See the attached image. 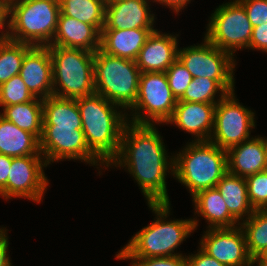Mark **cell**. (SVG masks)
<instances>
[{
    "label": "cell",
    "mask_w": 267,
    "mask_h": 266,
    "mask_svg": "<svg viewBox=\"0 0 267 266\" xmlns=\"http://www.w3.org/2000/svg\"><path fill=\"white\" fill-rule=\"evenodd\" d=\"M157 128L151 124L127 122L118 155L109 163L125 167L137 181L148 203H169L166 172L174 169V159L167 151ZM170 160V161H169Z\"/></svg>",
    "instance_id": "cell-1"
},
{
    "label": "cell",
    "mask_w": 267,
    "mask_h": 266,
    "mask_svg": "<svg viewBox=\"0 0 267 266\" xmlns=\"http://www.w3.org/2000/svg\"><path fill=\"white\" fill-rule=\"evenodd\" d=\"M76 100L87 146L106 168L119 153L128 114L117 111L118 105L97 93Z\"/></svg>",
    "instance_id": "cell-2"
},
{
    "label": "cell",
    "mask_w": 267,
    "mask_h": 266,
    "mask_svg": "<svg viewBox=\"0 0 267 266\" xmlns=\"http://www.w3.org/2000/svg\"><path fill=\"white\" fill-rule=\"evenodd\" d=\"M147 204L150 210L156 214L155 222L137 232L129 243L116 254V258H151L183 255L175 253L174 250L195 231L198 226V220L190 218L166 221L171 209L170 202Z\"/></svg>",
    "instance_id": "cell-3"
},
{
    "label": "cell",
    "mask_w": 267,
    "mask_h": 266,
    "mask_svg": "<svg viewBox=\"0 0 267 266\" xmlns=\"http://www.w3.org/2000/svg\"><path fill=\"white\" fill-rule=\"evenodd\" d=\"M173 159V176L189 189L192 197L216 187L228 172L227 150L210 141L189 142Z\"/></svg>",
    "instance_id": "cell-4"
},
{
    "label": "cell",
    "mask_w": 267,
    "mask_h": 266,
    "mask_svg": "<svg viewBox=\"0 0 267 266\" xmlns=\"http://www.w3.org/2000/svg\"><path fill=\"white\" fill-rule=\"evenodd\" d=\"M59 14V0H12L7 38L32 46H48L53 40Z\"/></svg>",
    "instance_id": "cell-5"
},
{
    "label": "cell",
    "mask_w": 267,
    "mask_h": 266,
    "mask_svg": "<svg viewBox=\"0 0 267 266\" xmlns=\"http://www.w3.org/2000/svg\"><path fill=\"white\" fill-rule=\"evenodd\" d=\"M48 47L54 96L77 99L95 93L94 52L81 48Z\"/></svg>",
    "instance_id": "cell-6"
},
{
    "label": "cell",
    "mask_w": 267,
    "mask_h": 266,
    "mask_svg": "<svg viewBox=\"0 0 267 266\" xmlns=\"http://www.w3.org/2000/svg\"><path fill=\"white\" fill-rule=\"evenodd\" d=\"M141 73L136 61L109 55L100 48L94 52L95 93L121 110L134 106Z\"/></svg>",
    "instance_id": "cell-7"
},
{
    "label": "cell",
    "mask_w": 267,
    "mask_h": 266,
    "mask_svg": "<svg viewBox=\"0 0 267 266\" xmlns=\"http://www.w3.org/2000/svg\"><path fill=\"white\" fill-rule=\"evenodd\" d=\"M176 104L177 99L172 94L165 72L141 73L138 95L131 108V114L135 112L131 115L129 122L151 125L167 124L174 113Z\"/></svg>",
    "instance_id": "cell-8"
},
{
    "label": "cell",
    "mask_w": 267,
    "mask_h": 266,
    "mask_svg": "<svg viewBox=\"0 0 267 266\" xmlns=\"http://www.w3.org/2000/svg\"><path fill=\"white\" fill-rule=\"evenodd\" d=\"M211 15L205 33L211 44L232 56L236 50L249 47L253 27L237 0L219 5Z\"/></svg>",
    "instance_id": "cell-9"
},
{
    "label": "cell",
    "mask_w": 267,
    "mask_h": 266,
    "mask_svg": "<svg viewBox=\"0 0 267 266\" xmlns=\"http://www.w3.org/2000/svg\"><path fill=\"white\" fill-rule=\"evenodd\" d=\"M255 115L235 98V93H228L215 107L214 127L209 141L221 149L241 144L250 139L255 125Z\"/></svg>",
    "instance_id": "cell-10"
},
{
    "label": "cell",
    "mask_w": 267,
    "mask_h": 266,
    "mask_svg": "<svg viewBox=\"0 0 267 266\" xmlns=\"http://www.w3.org/2000/svg\"><path fill=\"white\" fill-rule=\"evenodd\" d=\"M39 148L47 165L62 159L105 165L87 146L83 130L74 127H42Z\"/></svg>",
    "instance_id": "cell-11"
},
{
    "label": "cell",
    "mask_w": 267,
    "mask_h": 266,
    "mask_svg": "<svg viewBox=\"0 0 267 266\" xmlns=\"http://www.w3.org/2000/svg\"><path fill=\"white\" fill-rule=\"evenodd\" d=\"M178 59L193 78L235 80L234 57L211 44L205 37L203 44L178 49Z\"/></svg>",
    "instance_id": "cell-12"
},
{
    "label": "cell",
    "mask_w": 267,
    "mask_h": 266,
    "mask_svg": "<svg viewBox=\"0 0 267 266\" xmlns=\"http://www.w3.org/2000/svg\"><path fill=\"white\" fill-rule=\"evenodd\" d=\"M47 166L43 155L12 157L7 180V199L25 197L41 202L49 183L44 173V167Z\"/></svg>",
    "instance_id": "cell-13"
},
{
    "label": "cell",
    "mask_w": 267,
    "mask_h": 266,
    "mask_svg": "<svg viewBox=\"0 0 267 266\" xmlns=\"http://www.w3.org/2000/svg\"><path fill=\"white\" fill-rule=\"evenodd\" d=\"M200 248L226 266H251L245 233L240 225L233 228H210L204 232Z\"/></svg>",
    "instance_id": "cell-14"
},
{
    "label": "cell",
    "mask_w": 267,
    "mask_h": 266,
    "mask_svg": "<svg viewBox=\"0 0 267 266\" xmlns=\"http://www.w3.org/2000/svg\"><path fill=\"white\" fill-rule=\"evenodd\" d=\"M19 75L34 97L43 100L52 96L53 72L49 47L32 46L25 53Z\"/></svg>",
    "instance_id": "cell-15"
},
{
    "label": "cell",
    "mask_w": 267,
    "mask_h": 266,
    "mask_svg": "<svg viewBox=\"0 0 267 266\" xmlns=\"http://www.w3.org/2000/svg\"><path fill=\"white\" fill-rule=\"evenodd\" d=\"M148 0H107L102 29H154V14Z\"/></svg>",
    "instance_id": "cell-16"
},
{
    "label": "cell",
    "mask_w": 267,
    "mask_h": 266,
    "mask_svg": "<svg viewBox=\"0 0 267 266\" xmlns=\"http://www.w3.org/2000/svg\"><path fill=\"white\" fill-rule=\"evenodd\" d=\"M173 34H163L157 29L147 38L136 59V65L144 72H166L178 58V39Z\"/></svg>",
    "instance_id": "cell-17"
},
{
    "label": "cell",
    "mask_w": 267,
    "mask_h": 266,
    "mask_svg": "<svg viewBox=\"0 0 267 266\" xmlns=\"http://www.w3.org/2000/svg\"><path fill=\"white\" fill-rule=\"evenodd\" d=\"M216 104L185 102L177 100L174 113L167 124L176 125L195 135L192 141H209L214 127Z\"/></svg>",
    "instance_id": "cell-18"
},
{
    "label": "cell",
    "mask_w": 267,
    "mask_h": 266,
    "mask_svg": "<svg viewBox=\"0 0 267 266\" xmlns=\"http://www.w3.org/2000/svg\"><path fill=\"white\" fill-rule=\"evenodd\" d=\"M100 37L101 33L93 25L60 12L53 40L48 46L81 48L95 52L100 48Z\"/></svg>",
    "instance_id": "cell-19"
},
{
    "label": "cell",
    "mask_w": 267,
    "mask_h": 266,
    "mask_svg": "<svg viewBox=\"0 0 267 266\" xmlns=\"http://www.w3.org/2000/svg\"><path fill=\"white\" fill-rule=\"evenodd\" d=\"M228 172L246 178L266 171L263 137H251L227 150Z\"/></svg>",
    "instance_id": "cell-20"
},
{
    "label": "cell",
    "mask_w": 267,
    "mask_h": 266,
    "mask_svg": "<svg viewBox=\"0 0 267 266\" xmlns=\"http://www.w3.org/2000/svg\"><path fill=\"white\" fill-rule=\"evenodd\" d=\"M156 29H102L100 49L112 56L136 61L148 36Z\"/></svg>",
    "instance_id": "cell-21"
},
{
    "label": "cell",
    "mask_w": 267,
    "mask_h": 266,
    "mask_svg": "<svg viewBox=\"0 0 267 266\" xmlns=\"http://www.w3.org/2000/svg\"><path fill=\"white\" fill-rule=\"evenodd\" d=\"M192 199L195 215H201L207 220L209 225L207 228H233L240 225V221L229 212L216 187L199 191Z\"/></svg>",
    "instance_id": "cell-22"
},
{
    "label": "cell",
    "mask_w": 267,
    "mask_h": 266,
    "mask_svg": "<svg viewBox=\"0 0 267 266\" xmlns=\"http://www.w3.org/2000/svg\"><path fill=\"white\" fill-rule=\"evenodd\" d=\"M0 154L10 157L42 155L39 139L0 114Z\"/></svg>",
    "instance_id": "cell-23"
},
{
    "label": "cell",
    "mask_w": 267,
    "mask_h": 266,
    "mask_svg": "<svg viewBox=\"0 0 267 266\" xmlns=\"http://www.w3.org/2000/svg\"><path fill=\"white\" fill-rule=\"evenodd\" d=\"M229 212L239 221L248 219L255 211L248 199L246 179L227 172L217 183Z\"/></svg>",
    "instance_id": "cell-24"
},
{
    "label": "cell",
    "mask_w": 267,
    "mask_h": 266,
    "mask_svg": "<svg viewBox=\"0 0 267 266\" xmlns=\"http://www.w3.org/2000/svg\"><path fill=\"white\" fill-rule=\"evenodd\" d=\"M43 127H74L82 130L77 100L54 95L43 99Z\"/></svg>",
    "instance_id": "cell-25"
},
{
    "label": "cell",
    "mask_w": 267,
    "mask_h": 266,
    "mask_svg": "<svg viewBox=\"0 0 267 266\" xmlns=\"http://www.w3.org/2000/svg\"><path fill=\"white\" fill-rule=\"evenodd\" d=\"M0 114L20 129L34 134L38 139L42 135L43 100L34 98L32 101L3 107Z\"/></svg>",
    "instance_id": "cell-26"
},
{
    "label": "cell",
    "mask_w": 267,
    "mask_h": 266,
    "mask_svg": "<svg viewBox=\"0 0 267 266\" xmlns=\"http://www.w3.org/2000/svg\"><path fill=\"white\" fill-rule=\"evenodd\" d=\"M234 81L212 80L203 77L193 78L179 101L217 104L228 93L235 91ZM217 92L220 94V98L216 101Z\"/></svg>",
    "instance_id": "cell-27"
},
{
    "label": "cell",
    "mask_w": 267,
    "mask_h": 266,
    "mask_svg": "<svg viewBox=\"0 0 267 266\" xmlns=\"http://www.w3.org/2000/svg\"><path fill=\"white\" fill-rule=\"evenodd\" d=\"M60 12L93 25L100 33L105 26L107 0H59Z\"/></svg>",
    "instance_id": "cell-28"
},
{
    "label": "cell",
    "mask_w": 267,
    "mask_h": 266,
    "mask_svg": "<svg viewBox=\"0 0 267 266\" xmlns=\"http://www.w3.org/2000/svg\"><path fill=\"white\" fill-rule=\"evenodd\" d=\"M240 226L251 258L264 255L267 251V209L255 210L248 219L240 222Z\"/></svg>",
    "instance_id": "cell-29"
},
{
    "label": "cell",
    "mask_w": 267,
    "mask_h": 266,
    "mask_svg": "<svg viewBox=\"0 0 267 266\" xmlns=\"http://www.w3.org/2000/svg\"><path fill=\"white\" fill-rule=\"evenodd\" d=\"M31 47L8 38L0 40V85L19 74L25 53Z\"/></svg>",
    "instance_id": "cell-30"
},
{
    "label": "cell",
    "mask_w": 267,
    "mask_h": 266,
    "mask_svg": "<svg viewBox=\"0 0 267 266\" xmlns=\"http://www.w3.org/2000/svg\"><path fill=\"white\" fill-rule=\"evenodd\" d=\"M35 97L30 93L19 74L0 85V106H10L32 101Z\"/></svg>",
    "instance_id": "cell-31"
},
{
    "label": "cell",
    "mask_w": 267,
    "mask_h": 266,
    "mask_svg": "<svg viewBox=\"0 0 267 266\" xmlns=\"http://www.w3.org/2000/svg\"><path fill=\"white\" fill-rule=\"evenodd\" d=\"M248 199L254 210L267 209V172H260L245 178Z\"/></svg>",
    "instance_id": "cell-32"
},
{
    "label": "cell",
    "mask_w": 267,
    "mask_h": 266,
    "mask_svg": "<svg viewBox=\"0 0 267 266\" xmlns=\"http://www.w3.org/2000/svg\"><path fill=\"white\" fill-rule=\"evenodd\" d=\"M172 94L180 100L193 80V76L177 58L165 72Z\"/></svg>",
    "instance_id": "cell-33"
},
{
    "label": "cell",
    "mask_w": 267,
    "mask_h": 266,
    "mask_svg": "<svg viewBox=\"0 0 267 266\" xmlns=\"http://www.w3.org/2000/svg\"><path fill=\"white\" fill-rule=\"evenodd\" d=\"M245 9L252 27L267 23V0H237Z\"/></svg>",
    "instance_id": "cell-34"
},
{
    "label": "cell",
    "mask_w": 267,
    "mask_h": 266,
    "mask_svg": "<svg viewBox=\"0 0 267 266\" xmlns=\"http://www.w3.org/2000/svg\"><path fill=\"white\" fill-rule=\"evenodd\" d=\"M132 260L131 266H188L186 255L151 257V258H117Z\"/></svg>",
    "instance_id": "cell-35"
},
{
    "label": "cell",
    "mask_w": 267,
    "mask_h": 266,
    "mask_svg": "<svg viewBox=\"0 0 267 266\" xmlns=\"http://www.w3.org/2000/svg\"><path fill=\"white\" fill-rule=\"evenodd\" d=\"M249 48L267 53V23L253 27Z\"/></svg>",
    "instance_id": "cell-36"
},
{
    "label": "cell",
    "mask_w": 267,
    "mask_h": 266,
    "mask_svg": "<svg viewBox=\"0 0 267 266\" xmlns=\"http://www.w3.org/2000/svg\"><path fill=\"white\" fill-rule=\"evenodd\" d=\"M198 250V253L186 256L188 266H226L215 258L210 257L201 248Z\"/></svg>",
    "instance_id": "cell-37"
},
{
    "label": "cell",
    "mask_w": 267,
    "mask_h": 266,
    "mask_svg": "<svg viewBox=\"0 0 267 266\" xmlns=\"http://www.w3.org/2000/svg\"><path fill=\"white\" fill-rule=\"evenodd\" d=\"M12 157L0 154V196L7 200V180L11 168Z\"/></svg>",
    "instance_id": "cell-38"
},
{
    "label": "cell",
    "mask_w": 267,
    "mask_h": 266,
    "mask_svg": "<svg viewBox=\"0 0 267 266\" xmlns=\"http://www.w3.org/2000/svg\"><path fill=\"white\" fill-rule=\"evenodd\" d=\"M10 15V1L9 0H0V29L1 31L6 27L5 31L1 32L0 40L6 39L9 32V20L7 18ZM7 20V21H6ZM7 22V24H5Z\"/></svg>",
    "instance_id": "cell-39"
},
{
    "label": "cell",
    "mask_w": 267,
    "mask_h": 266,
    "mask_svg": "<svg viewBox=\"0 0 267 266\" xmlns=\"http://www.w3.org/2000/svg\"><path fill=\"white\" fill-rule=\"evenodd\" d=\"M6 231L5 227L0 229V266H12L8 255L9 240Z\"/></svg>",
    "instance_id": "cell-40"
},
{
    "label": "cell",
    "mask_w": 267,
    "mask_h": 266,
    "mask_svg": "<svg viewBox=\"0 0 267 266\" xmlns=\"http://www.w3.org/2000/svg\"><path fill=\"white\" fill-rule=\"evenodd\" d=\"M190 1L191 0H154V2H158L164 6L167 5L168 8H171L176 14H178L184 6H187Z\"/></svg>",
    "instance_id": "cell-41"
},
{
    "label": "cell",
    "mask_w": 267,
    "mask_h": 266,
    "mask_svg": "<svg viewBox=\"0 0 267 266\" xmlns=\"http://www.w3.org/2000/svg\"><path fill=\"white\" fill-rule=\"evenodd\" d=\"M255 263L257 266H267V258L264 255L253 257L251 259V266H253Z\"/></svg>",
    "instance_id": "cell-42"
},
{
    "label": "cell",
    "mask_w": 267,
    "mask_h": 266,
    "mask_svg": "<svg viewBox=\"0 0 267 266\" xmlns=\"http://www.w3.org/2000/svg\"><path fill=\"white\" fill-rule=\"evenodd\" d=\"M264 151H265V161H266V170H267V139L263 137Z\"/></svg>",
    "instance_id": "cell-43"
}]
</instances>
